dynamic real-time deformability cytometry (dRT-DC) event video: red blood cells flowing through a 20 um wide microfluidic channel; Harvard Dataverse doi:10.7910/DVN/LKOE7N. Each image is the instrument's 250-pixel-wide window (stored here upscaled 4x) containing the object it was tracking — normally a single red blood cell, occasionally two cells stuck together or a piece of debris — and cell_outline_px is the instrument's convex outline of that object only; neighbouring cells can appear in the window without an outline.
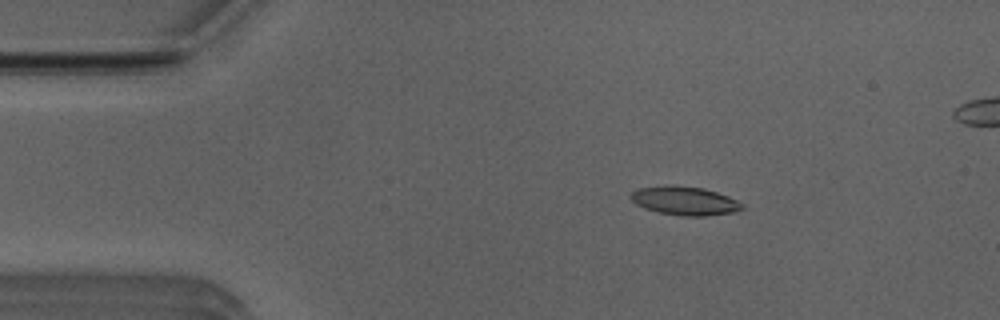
{"species": "Egyptian fruit bat (a non-hibernating species)", "species_latin": "Rousettus aegyptiacus", "temperature_condition": "room temperature", "stored_images_in_passage": 50, "camera_frame_rate_fps": 3000, "um_per_image_px": 0.085, "animal": {"sex": "male"}, "frame": {"image": 1, "passage_image": 9, "time_ms": 2.667, "image_size_px": [1000, 320], "cell_outline_px": [[744, 208], [736, 212], [704, 216], [684, 216], [660, 212], [644, 208], [636, 204], [628, 196], [636, 188], [664, 184], [672, 184], [704, 188], [728, 196], [744, 204]], "centroid_in_image_um": [58.18, 17.04], "position_along_channel_um": 26.8, "area_um2": 18.9}}
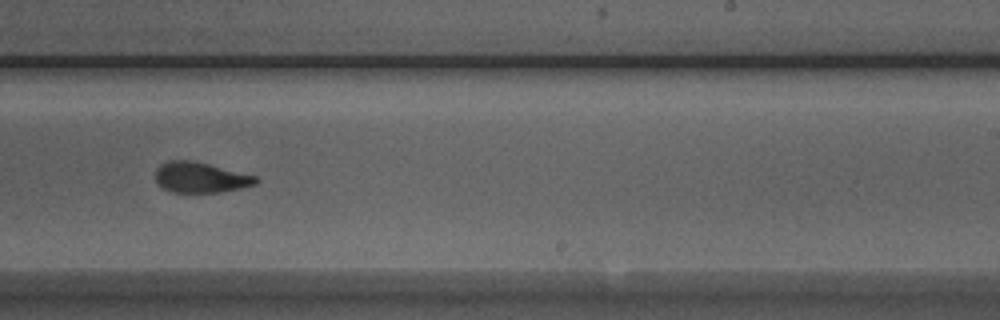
{"frame": {"image": 2, "passage_image": 32, "time_ms": 10.333, "image_size_px": [1000, 320], "cell_outline_px": [[260, 180], [256, 184], [240, 188], [220, 192], [172, 192], [160, 188], [156, 184], [156, 168], [160, 164], [168, 160], [192, 160], [256, 176]], "centroid_in_image_um": [16.99, 15.08], "position_along_channel_um": 272.0, "area_um2": 17.92}}
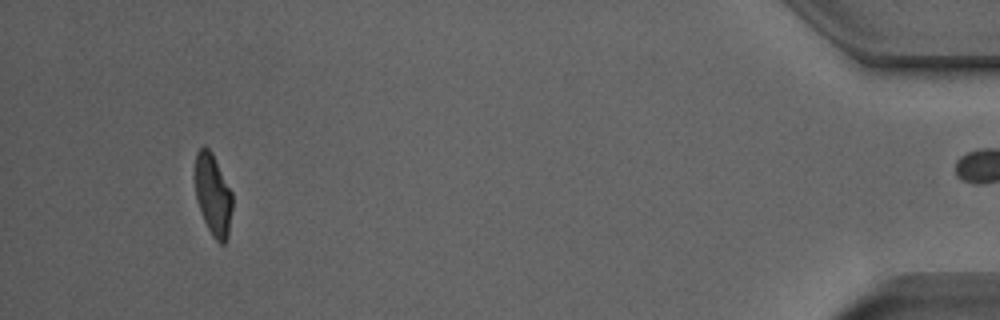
{"frame": {"image": 3, "passage_image": 49, "time_ms": 16.0, "image_size_px": [1000, 320], "cell_outline_px": [[232, 208], [228, 236], [224, 244], [220, 244], [212, 236], [200, 212], [196, 200], [196, 152], [200, 148], [208, 148], [212, 152], [232, 192]], "centroid_in_image_um": [18.12, 16.6], "position_along_channel_um": 417.1, "area_um2": 17.57}, "authors_computed_cell_mechanics": {"area_um2": 18.5249, "velocity_mm_per_s": 3.9466, "shape_relaxation_time_tau1_ms": 4.2895, "shape_relaxation_time_tau2_ms": 1.565, "deformation_change_tau1": 0.1835, "deformation_change_tau2": 0.0893}}